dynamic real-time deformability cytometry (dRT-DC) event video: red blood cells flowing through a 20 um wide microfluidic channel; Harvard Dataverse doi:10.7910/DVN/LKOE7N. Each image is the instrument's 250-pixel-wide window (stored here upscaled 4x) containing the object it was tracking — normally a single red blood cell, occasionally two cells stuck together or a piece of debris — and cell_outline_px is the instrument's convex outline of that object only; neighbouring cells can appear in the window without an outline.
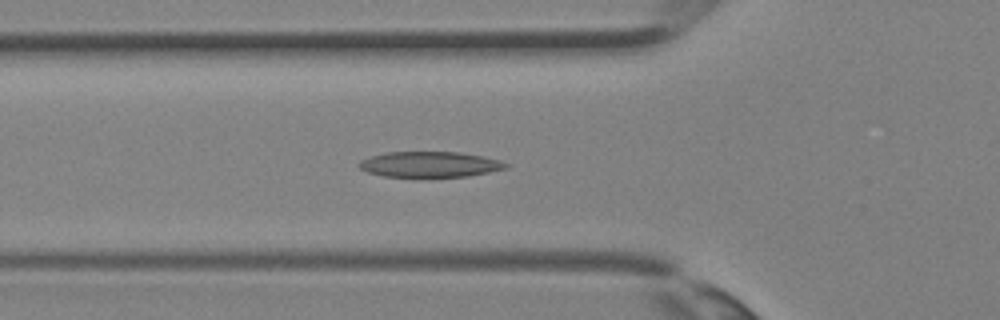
{"species": "Egyptian fruit bat (a non-hibernating species)", "species_latin": "Rousettus aegyptiacus", "temperature_condition": "room temperature", "stored_images_in_passage": 29, "camera_frame_rate_fps": 3000, "um_per_image_px": 0.085, "animal": {"sex": "female"}, "frame": {"image": 1, "passage_image": 6, "time_ms": 1.667, "image_size_px": [1000, 320], "cell_outline_px": [[508, 168], [468, 176], [384, 176], [368, 172], [360, 168], [356, 164], [360, 160], [372, 156], [388, 152], [460, 152], [484, 156], [500, 160], [508, 164]], "centroid_in_image_um": [36.55, 13.96], "position_along_channel_um": 89.3, "area_um2": 21.68}}
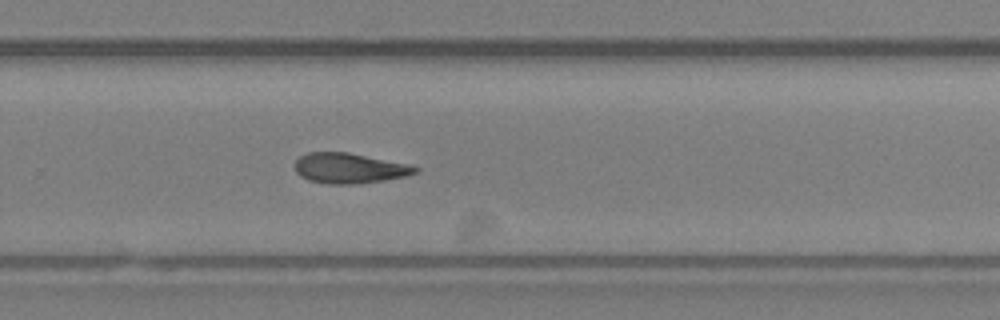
{"frame": {"image": 2, "passage_image": 17, "time_ms": 5.333, "image_size_px": [1000, 320], "cell_outline_px": [[420, 172], [404, 176], [384, 180], [352, 184], [328, 184], [308, 180], [300, 176], [296, 172], [296, 160], [300, 156], [308, 152], [348, 152], [408, 164], [420, 168]], "centroid_in_image_um": [29.69, 14.29], "position_along_channel_um": 300.1, "area_um2": 21.15}}
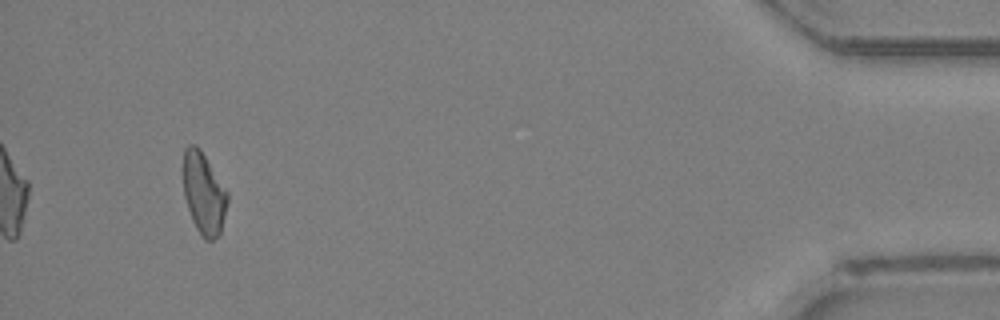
{"frame": {"image": 3, "passage_image": 27, "time_ms": 8.667, "image_size_px": [1000, 320], "cell_outline_px": [[228, 200], [220, 232], [212, 240], [204, 240], [196, 228], [192, 220], [184, 196], [184, 148], [188, 144], [196, 144], [200, 148], [228, 192]], "centroid_in_image_um": [17.32, 16.42], "position_along_channel_um": 417.9, "area_um2": 20.87}}